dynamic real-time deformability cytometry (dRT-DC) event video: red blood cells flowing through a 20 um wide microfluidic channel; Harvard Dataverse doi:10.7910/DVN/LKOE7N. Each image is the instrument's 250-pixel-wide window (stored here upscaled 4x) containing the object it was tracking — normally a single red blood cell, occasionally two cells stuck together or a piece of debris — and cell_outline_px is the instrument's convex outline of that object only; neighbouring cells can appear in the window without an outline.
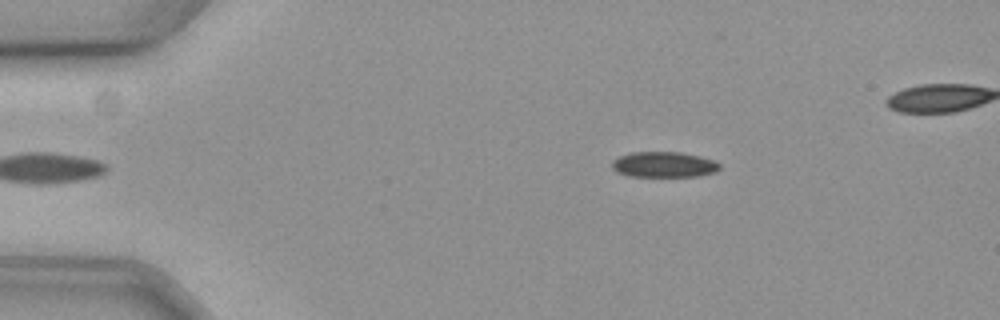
{"species": "common noctule bat (a hibernating species)", "species_latin": "Nyctalus noctula", "temperature_condition": "cold", "stored_images_in_passage": 51, "camera_frame_rate_fps": 3000, "um_per_image_px": 0.085, "animal": {"sex": "female", "body_mass_g": 19.3, "forearm_length_mm": 54.1}, "frame": {"image": 1, "passage_image": 6, "time_ms": 1.667, "image_size_px": [1000, 320], "cell_outline_px": [[720, 168], [716, 172], [700, 176], [628, 176], [616, 172], [612, 168], [612, 160], [620, 156], [632, 152], [680, 152], [712, 160], [720, 164]], "centroid_in_image_um": [56.4, 13.99], "position_along_channel_um": 28.6, "area_um2": 15.95}}
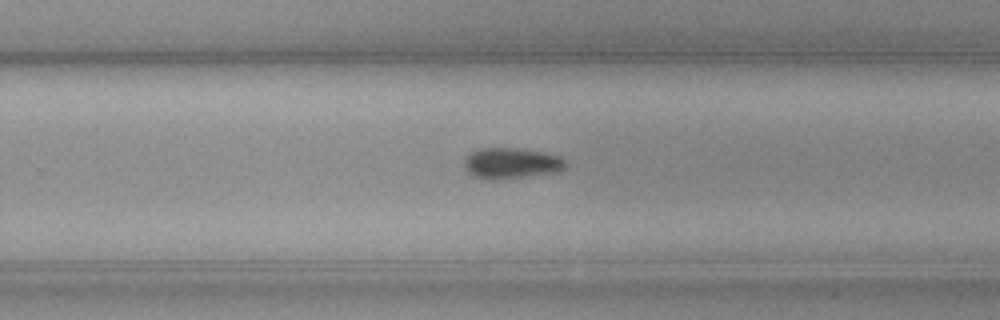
{"frame": {"image": 2, "passage_image": 33, "time_ms": 10.667, "image_size_px": [1000, 320], "cell_outline_px": [[568, 164], [564, 168], [556, 172], [504, 180], [488, 180], [472, 176], [468, 172], [464, 164], [464, 160], [472, 152], [480, 148], [516, 148], [544, 152], [560, 156]], "centroid_in_image_um": [43.47, 13.89], "position_along_channel_um": 286.3, "area_um2": 18.44}}
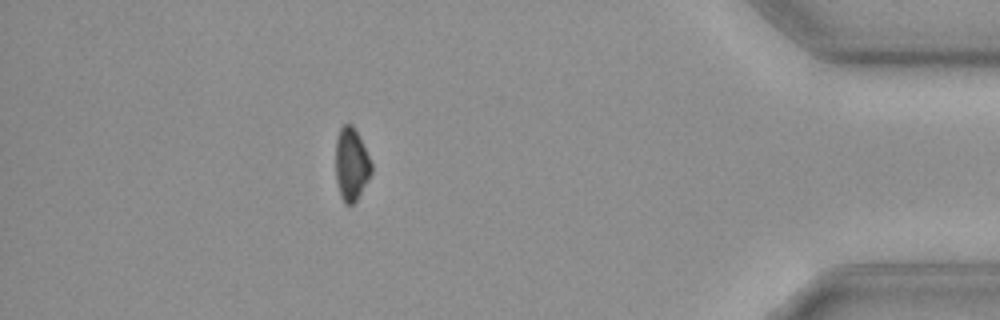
{"frame": {"image": 3, "passage_image": 47, "time_ms": 15.333, "image_size_px": [1000, 320], "cell_outline_px": [[372, 172], [368, 180], [356, 200], [352, 204], [344, 204], [340, 196], [336, 180], [336, 140], [340, 128], [344, 124], [352, 124], [372, 164]], "centroid_in_image_um": [29.85, 13.99], "position_along_channel_um": 405.4, "area_um2": 14.91}}